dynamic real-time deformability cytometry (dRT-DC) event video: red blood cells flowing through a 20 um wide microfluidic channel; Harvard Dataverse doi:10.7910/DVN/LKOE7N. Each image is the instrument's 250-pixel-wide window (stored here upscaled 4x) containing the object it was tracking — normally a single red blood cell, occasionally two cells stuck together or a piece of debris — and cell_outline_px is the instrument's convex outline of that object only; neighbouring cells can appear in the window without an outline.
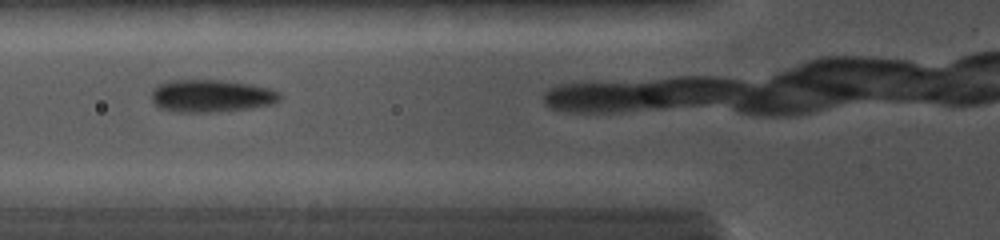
{"species": "common noctule bat (a hibernating species)", "species_latin": "Nyctalus noctula", "temperature_condition": "cold", "stored_images_in_passage": 6, "camera_frame_rate_fps": 5000, "um_per_image_px": 0.085, "animal": {"sex": "female", "body_mass_g": 19.0, "forearm_length_mm": 56.7}, "frame": {"image": 1, "passage_image": 2, "time_ms": 0.8, "image_size_px": [1000, 240], "cell_outline_px": [[280, 100], [276, 104], [252, 108], [208, 112], [176, 112], [160, 108], [152, 100], [152, 88], [156, 84], [168, 80], [220, 80], [252, 84], [268, 88], [280, 92]], "centroid_in_image_um": [17.96, 8.14], "position_along_channel_um": 107.8, "area_um2": 24.57}}
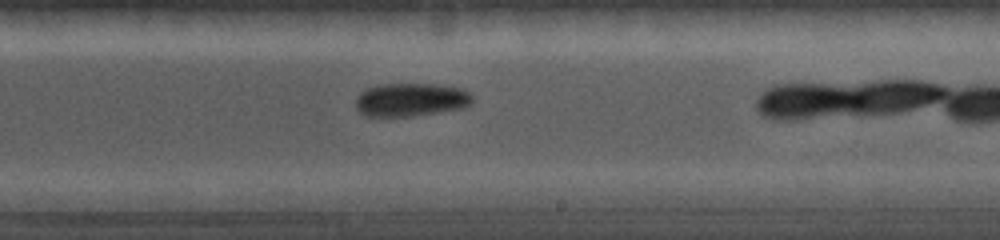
{"frame": {"image": 2, "passage_image": 6, "time_ms": 4.2, "image_size_px": [1000, 240], "cell_outline_px": [[472, 104], [468, 108], [412, 116], [364, 116], [356, 108], [356, 100], [360, 92], [364, 88], [376, 84], [432, 84], [464, 88], [472, 92]], "centroid_in_image_um": [34.97, 8.47], "position_along_channel_um": 254.0, "area_um2": 23.18}}